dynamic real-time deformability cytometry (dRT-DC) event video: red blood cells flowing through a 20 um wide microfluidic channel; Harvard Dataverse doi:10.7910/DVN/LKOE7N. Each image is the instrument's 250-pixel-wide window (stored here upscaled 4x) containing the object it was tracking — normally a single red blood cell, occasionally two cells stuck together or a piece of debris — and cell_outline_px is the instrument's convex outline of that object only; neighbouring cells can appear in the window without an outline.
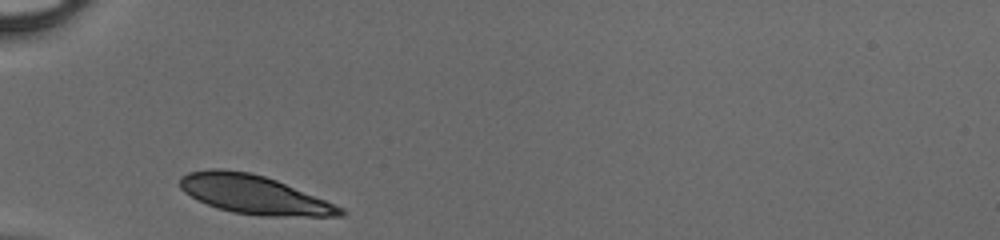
{"species": "human", "species_latin": "Homo sapiens", "temperature_condition": "cold", "stored_images_in_passage": 25, "camera_frame_rate_fps": 3000, "um_per_image_px": 0.085, "donor": {"sex": "male"}, "frame": {"image": 1, "passage_image": 1, "time_ms": 0.0, "image_size_px": [1000, 240], "cell_outline_px": [[348, 212], [344, 216], [260, 216], [232, 212], [216, 208], [184, 192], [180, 188], [180, 176], [188, 172], [212, 168], [220, 168], [248, 172], [264, 176], [276, 180], [344, 208]], "centroid_in_image_um": [21.58, 16.54], "position_along_channel_um": 63.4, "area_um2": 36.01}}
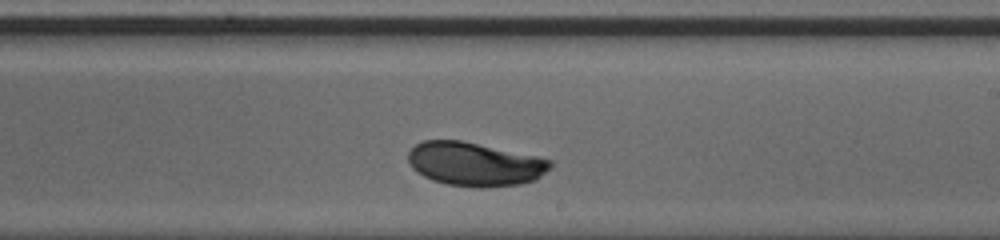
{"frame": {"image": 2, "passage_image": 15, "time_ms": 4.667, "image_size_px": [1000, 240], "cell_outline_px": [[552, 168], [536, 180], [520, 184], [488, 188], [476, 188], [444, 184], [432, 180], [416, 172], [412, 168], [408, 160], [408, 152], [416, 144], [424, 140], [460, 140], [536, 156], [552, 160]], "centroid_in_image_um": [40.37, 13.97], "position_along_channel_um": 248.6, "area_um2": 36.53}}
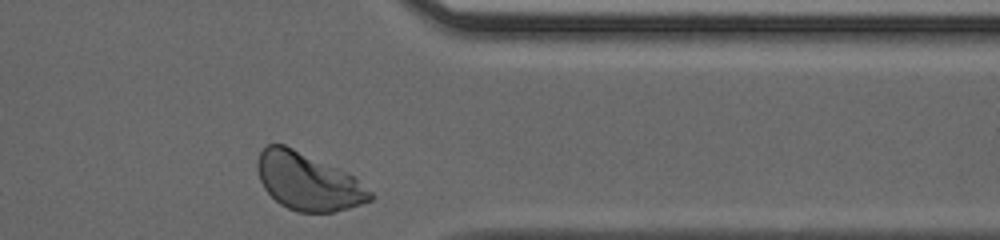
{"frame": {"image": 3, "passage_image": 25, "time_ms": 8.0, "image_size_px": [1000, 240], "cell_outline_px": [[376, 196], [372, 200], [348, 208], [332, 212], [296, 212], [280, 204], [264, 188], [260, 180], [256, 168], [256, 160], [260, 152], [268, 144], [284, 144], [348, 172], [356, 176]], "centroid_in_image_um": [26.2, 15.43], "position_along_channel_um": 385.2, "area_um2": 37.86}}